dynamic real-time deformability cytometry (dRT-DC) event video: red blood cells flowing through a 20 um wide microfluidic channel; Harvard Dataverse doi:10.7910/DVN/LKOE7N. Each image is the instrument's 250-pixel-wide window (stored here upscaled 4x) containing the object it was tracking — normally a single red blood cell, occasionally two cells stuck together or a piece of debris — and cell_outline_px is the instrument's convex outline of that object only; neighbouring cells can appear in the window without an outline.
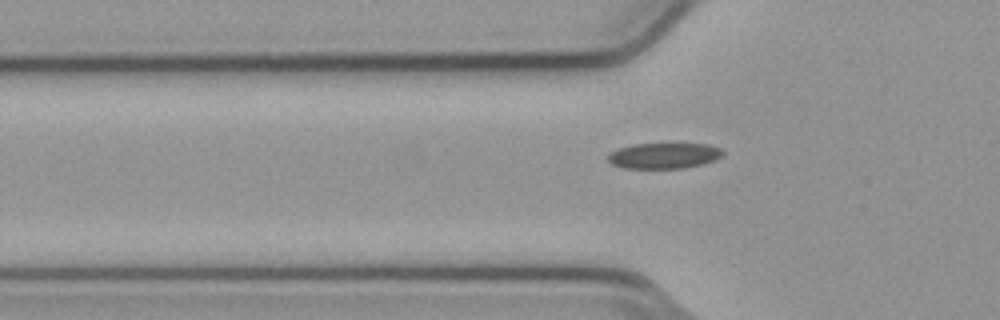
{"species": "common noctule bat (a hibernating species)", "species_latin": "Nyctalus noctula", "temperature_condition": "cold", "stored_images_in_passage": 3, "camera_frame_rate_fps": 3000, "um_per_image_px": 0.085, "animal": {"sex": "male", "body_mass_g": 23.1, "forearm_length_mm": 52.7}, "frame": {"image": 1, "passage_image": 2, "time_ms": 0.333, "image_size_px": [1000, 320], "cell_outline_px": [[724, 152], [720, 156], [704, 164], [684, 168], [624, 168], [612, 164], [608, 160], [608, 156], [612, 152], [620, 148], [632, 144], [708, 144], [720, 148]], "centroid_in_image_um": [56.44, 13.23], "position_along_channel_um": 69.4, "area_um2": 16.99}}